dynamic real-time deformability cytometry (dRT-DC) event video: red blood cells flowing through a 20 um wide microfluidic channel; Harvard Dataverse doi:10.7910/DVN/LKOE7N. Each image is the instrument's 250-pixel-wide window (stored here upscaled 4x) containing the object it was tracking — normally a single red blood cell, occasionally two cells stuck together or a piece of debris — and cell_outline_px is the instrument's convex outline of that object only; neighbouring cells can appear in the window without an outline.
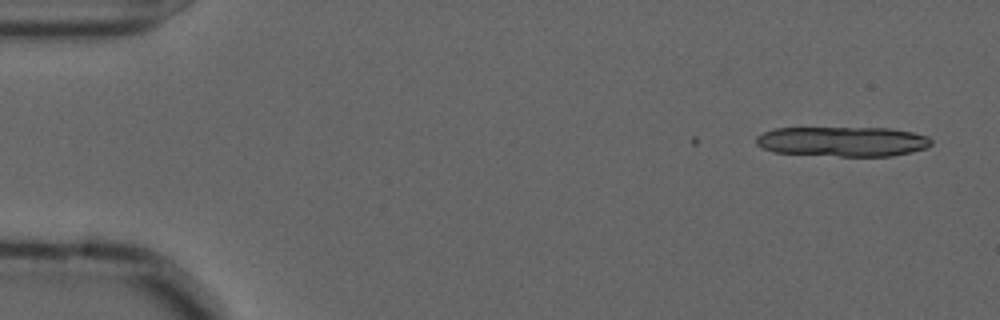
{"species": "common noctule bat (a hibernating species)", "species_latin": "Nyctalus noctula", "temperature_condition": "cold", "stored_images_in_passage": 13, "camera_frame_rate_fps": 3000, "um_per_image_px": 0.085, "animal": {"sex": "male", "forearm_length_mm": 52.5}, "frame": {"image": 1, "passage_image": 1, "time_ms": 0.0, "image_size_px": [1000, 320], "cell_outline_px": [[932, 144], [924, 148], [912, 152], [892, 156], [840, 156], [772, 152], [756, 144], [756, 136], [764, 132], [776, 128], [888, 128], [912, 132], [928, 136], [932, 140]], "centroid_in_image_um": [71.63, 12.03], "position_along_channel_um": 13.4, "area_um2": 30.46}}